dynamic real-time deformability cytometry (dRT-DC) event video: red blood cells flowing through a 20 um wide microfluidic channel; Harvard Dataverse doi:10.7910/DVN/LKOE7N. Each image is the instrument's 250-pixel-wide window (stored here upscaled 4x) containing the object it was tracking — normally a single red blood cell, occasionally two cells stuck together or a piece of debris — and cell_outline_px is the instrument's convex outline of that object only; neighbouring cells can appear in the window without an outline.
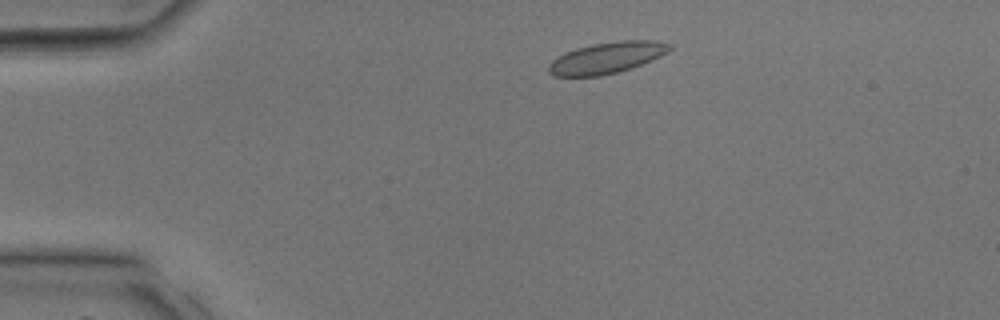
{"species": "common noctule bat (a hibernating species)", "species_latin": "Nyctalus noctula", "temperature_condition": "room temperature", "stored_images_in_passage": 25, "camera_frame_rate_fps": 3000, "um_per_image_px": 0.085, "animal": {"sex": "male", "body_mass_g": 17.9, "forearm_length_mm": 54.2}, "frame": {"image": 1, "passage_image": 1, "time_ms": 0.0, "image_size_px": [1000, 320], "cell_outline_px": [[672, 48], [668, 52], [652, 60], [632, 68], [600, 76], [556, 76], [548, 72], [548, 64], [556, 56], [564, 52], [576, 48], [592, 44], [620, 40], [656, 40], [672, 44]], "centroid_in_image_um": [51.58, 4.9], "position_along_channel_um": 33.4, "area_um2": 22.25}}
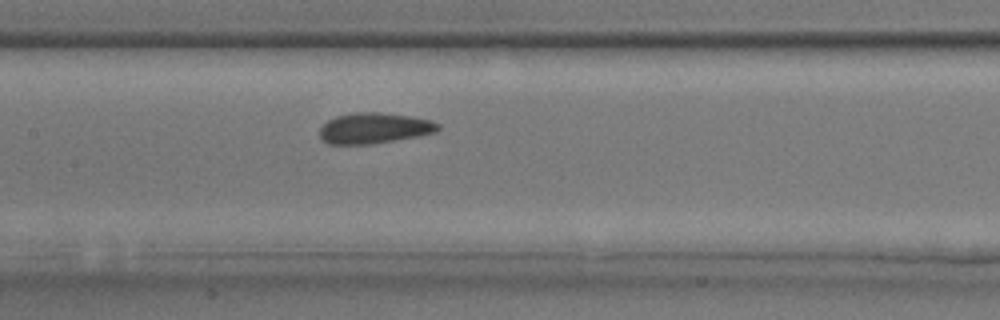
{"frame": {"image": 2, "passage_image": 11, "time_ms": 3.333, "image_size_px": [1000, 320], "cell_outline_px": [[440, 128], [436, 132], [416, 136], [372, 144], [328, 144], [320, 136], [320, 128], [328, 120], [336, 116], [356, 112], [380, 112], [412, 116], [432, 120], [440, 124]], "centroid_in_image_um": [31.83, 10.88], "position_along_channel_um": 175.6, "area_um2": 21.15}}
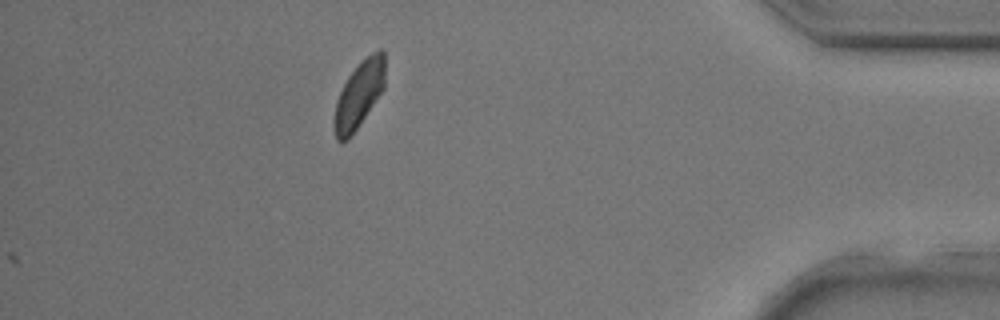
{"frame": {"image": 3, "passage_image": 25, "time_ms": 8.0, "image_size_px": [1000, 320], "cell_outline_px": [[384, 88], [348, 140], [336, 140], [332, 128], [332, 120], [336, 100], [348, 76], [360, 60], [372, 52], [380, 48], [384, 48]], "centroid_in_image_um": [30.48, 8.03], "position_along_channel_um": 404.7, "area_um2": 19.83}}